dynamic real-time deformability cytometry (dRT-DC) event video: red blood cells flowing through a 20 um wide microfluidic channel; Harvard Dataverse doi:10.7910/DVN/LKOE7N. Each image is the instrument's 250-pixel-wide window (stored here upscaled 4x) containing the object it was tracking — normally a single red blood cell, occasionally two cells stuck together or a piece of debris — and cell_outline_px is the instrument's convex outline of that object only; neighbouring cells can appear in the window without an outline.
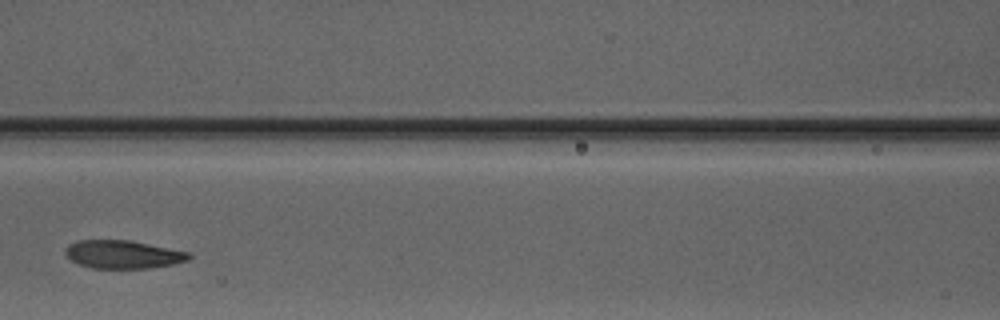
{"species": "Egyptian fruit bat (a non-hibernating species)", "species_latin": "Rousettus aegyptiacus", "temperature_condition": "warm", "stored_images_in_passage": 3, "camera_frame_rate_fps": 3000, "um_per_image_px": 0.085, "animal": {"sex": "male"}, "frame": {"image": 1, "passage_image": 3, "time_ms": 2.333, "image_size_px": [1000, 320], "cell_outline_px": [[192, 256], [188, 260], [172, 264], [152, 268], [92, 268], [80, 264], [72, 260], [64, 252], [68, 244], [80, 240], [132, 240], [188, 252]], "centroid_in_image_um": [10.46, 21.62], "position_along_channel_um": 156.1, "area_um2": 20.17}}